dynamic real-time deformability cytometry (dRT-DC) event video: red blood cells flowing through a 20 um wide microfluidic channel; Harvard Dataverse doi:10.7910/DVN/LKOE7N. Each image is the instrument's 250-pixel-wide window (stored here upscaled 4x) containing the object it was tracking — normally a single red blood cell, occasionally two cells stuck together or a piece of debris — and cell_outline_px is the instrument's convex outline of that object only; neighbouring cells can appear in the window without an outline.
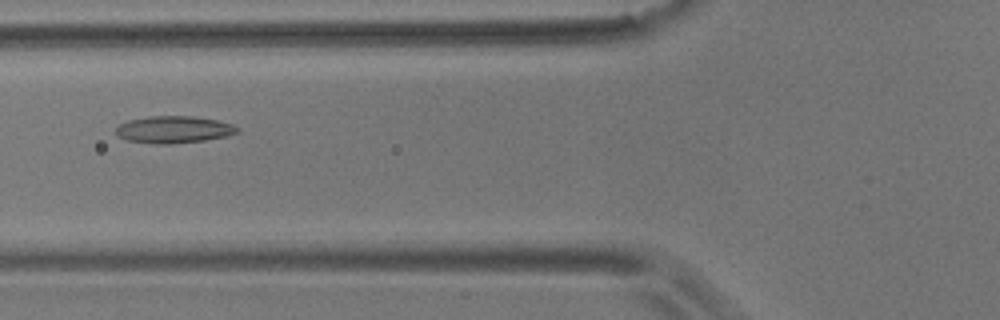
{"species": "common noctule bat (a hibernating species)", "species_latin": "Nyctalus noctula", "temperature_condition": "room temperature", "stored_images_in_passage": 56, "camera_frame_rate_fps": 3000, "um_per_image_px": 0.085, "animal": {"sex": "male", "body_mass_g": 17.9}, "frame": {"image": 1, "passage_image": 21, "time_ms": 6.667, "image_size_px": [1000, 320], "cell_outline_px": [[240, 132], [228, 136], [204, 140], [168, 144], [160, 144], [128, 140], [116, 136], [116, 128], [120, 124], [128, 120], [148, 116], [192, 116], [216, 120], [232, 124], [240, 128]], "centroid_in_image_um": [14.79, 11.01], "position_along_channel_um": 111.0, "area_um2": 19.13}}
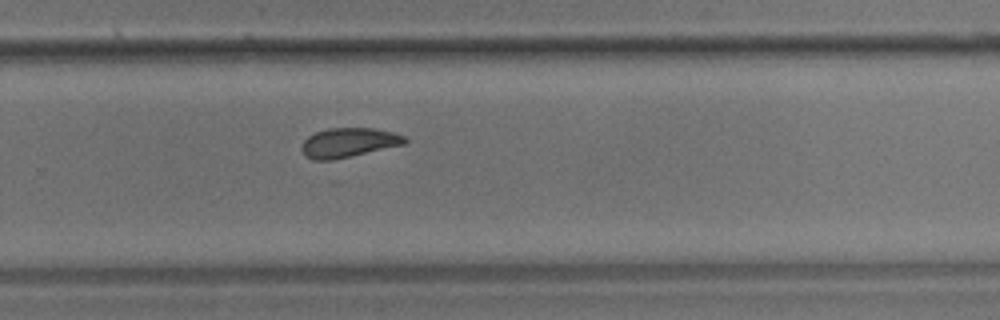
{"frame": {"image": 2, "passage_image": 37, "time_ms": 12.0, "image_size_px": [1000, 320], "cell_outline_px": [[408, 140], [404, 144], [332, 160], [312, 160], [304, 156], [300, 148], [304, 140], [308, 136], [316, 132], [328, 128], [372, 128], [392, 132], [404, 136]], "centroid_in_image_um": [29.58, 12.12], "position_along_channel_um": 300.2, "area_um2": 17.57}}
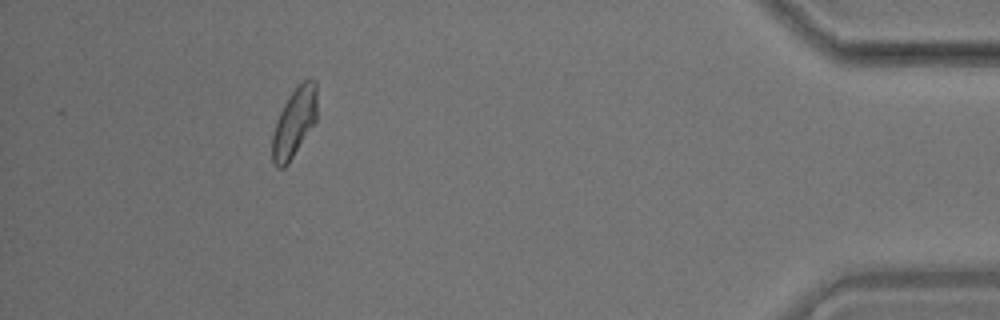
{"frame": {"image": 3, "passage_image": 51, "time_ms": 16.667, "image_size_px": [1000, 320], "cell_outline_px": [[316, 124], [288, 164], [284, 168], [276, 168], [272, 160], [272, 136], [276, 120], [288, 96], [304, 80], [316, 80]], "centroid_in_image_um": [25.01, 10.47], "position_along_channel_um": 410.2, "area_um2": 18.21}, "authors_computed_cell_mechanics": {"area_um2": 18.4093, "velocity_mm_per_s": 3.5568, "shape_relaxation_time_tau1_ms": 6.7528, "shape_relaxation_time_tau2_ms": 2.8302, "deformation_change_tau1": 0.1467, "deformation_change_tau2": 0.0927}}